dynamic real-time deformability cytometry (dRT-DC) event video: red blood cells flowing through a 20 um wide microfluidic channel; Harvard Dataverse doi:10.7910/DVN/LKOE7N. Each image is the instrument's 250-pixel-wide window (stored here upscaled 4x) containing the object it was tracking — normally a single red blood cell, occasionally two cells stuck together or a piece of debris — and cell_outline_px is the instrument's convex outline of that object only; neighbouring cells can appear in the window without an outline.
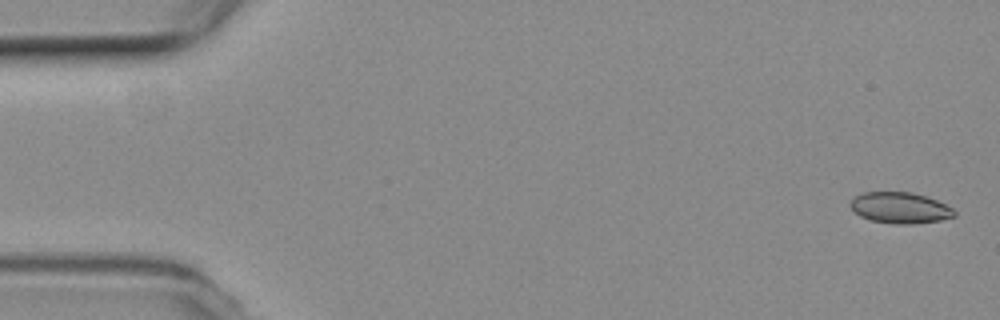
{"species": "common noctule bat (a hibernating species)", "species_latin": "Nyctalus noctula", "temperature_condition": "room temperature", "stored_images_in_passage": 21, "camera_frame_rate_fps": 3000, "um_per_image_px": 0.085, "animal": {"sex": "female", "body_mass_g": 19.3, "forearm_length_mm": 54.1}, "frame": {"image": 1, "passage_image": 2, "time_ms": 0.333, "image_size_px": [1000, 320], "cell_outline_px": [[956, 216], [940, 220], [912, 224], [892, 224], [872, 220], [860, 216], [848, 204], [852, 196], [864, 192], [912, 192], [936, 200], [952, 208], [956, 212]], "centroid_in_image_um": [76.47, 17.66], "position_along_channel_um": 8.5, "area_um2": 18.84}}
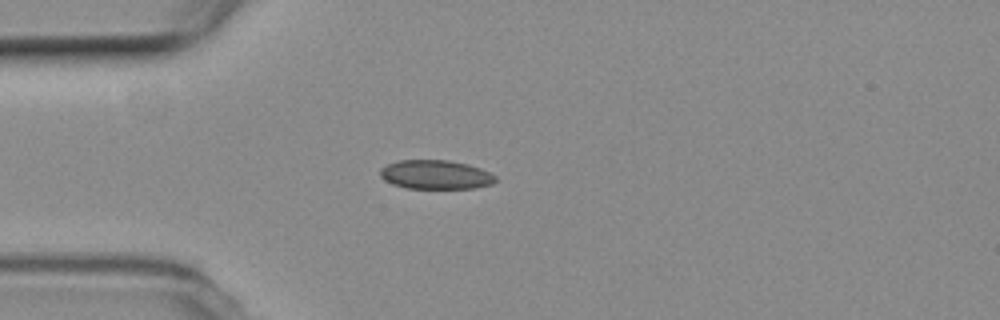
{"frame": {"image": 2, "passage_image": 15, "time_ms": 4.667, "image_size_px": [1000, 320], "cell_outline_px": [[496, 180], [492, 184], [476, 188], [404, 188], [392, 184], [384, 180], [380, 176], [380, 168], [388, 164], [400, 160], [448, 160], [468, 164], [480, 168], [496, 176]], "centroid_in_image_um": [37.01, 14.85], "position_along_channel_um": 48.0, "area_um2": 19.54}}
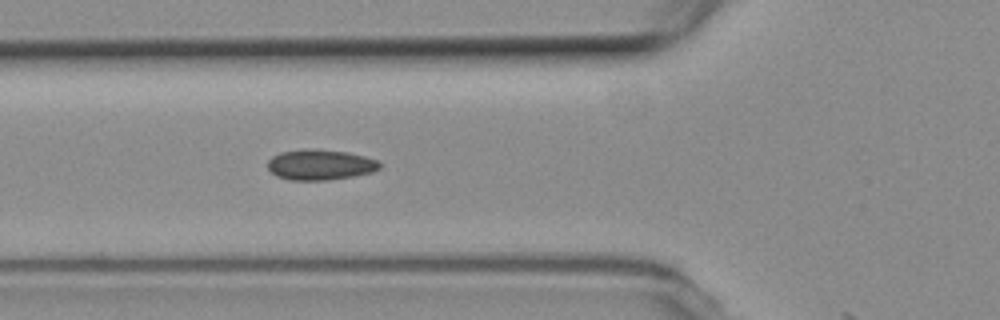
{"frame": {"image": 3, "passage_image": 20, "time_ms": 6.333, "image_size_px": [1000, 320], "cell_outline_px": [[380, 168], [372, 172], [356, 176], [328, 180], [288, 180], [276, 176], [268, 168], [268, 160], [272, 156], [280, 152], [308, 148], [348, 152], [364, 156], [376, 160], [380, 164]], "centroid_in_image_um": [27.2, 14.0], "position_along_channel_um": 98.6, "area_um2": 20.0}}